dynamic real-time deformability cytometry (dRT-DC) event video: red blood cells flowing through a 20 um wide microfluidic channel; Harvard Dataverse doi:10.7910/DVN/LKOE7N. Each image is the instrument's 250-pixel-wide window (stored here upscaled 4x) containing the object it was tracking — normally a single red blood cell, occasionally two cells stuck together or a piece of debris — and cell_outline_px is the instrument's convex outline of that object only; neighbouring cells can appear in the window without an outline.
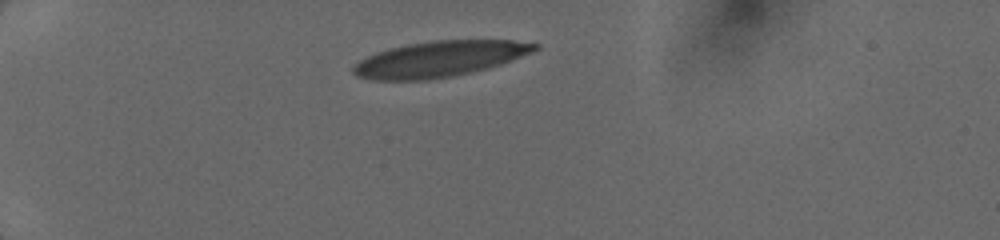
{"species": "human", "species_latin": "Homo sapiens", "temperature_condition": "cold", "stored_images_in_passage": 13, "camera_frame_rate_fps": 3000, "um_per_image_px": 0.085, "donor": {"sex": "female"}, "frame": {"image": 1, "passage_image": 1, "time_ms": 0.0, "image_size_px": [1000, 240], "cell_outline_px": [[540, 48], [532, 52], [500, 64], [468, 72], [428, 80], [372, 80], [356, 76], [352, 72], [352, 68], [360, 60], [376, 52], [388, 48], [408, 44], [432, 40], [512, 40], [540, 44]], "centroid_in_image_um": [37.32, 5.0], "position_along_channel_um": 47.7, "area_um2": 37.45}}
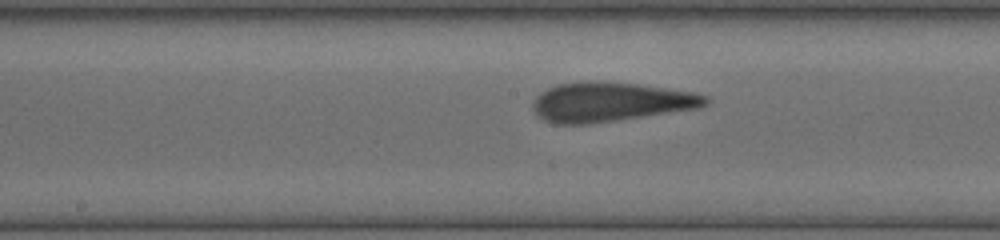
{"frame": {"image": 2, "passage_image": 8, "time_ms": 4.667, "image_size_px": [1000, 240], "cell_outline_px": [[708, 104], [700, 108], [588, 124], [556, 124], [544, 120], [532, 108], [532, 104], [536, 96], [540, 92], [556, 84], [588, 80], [592, 80], [640, 84], [692, 92], [708, 96]], "centroid_in_image_um": [51.87, 8.65], "position_along_channel_um": 196.3, "area_um2": 39.71}}
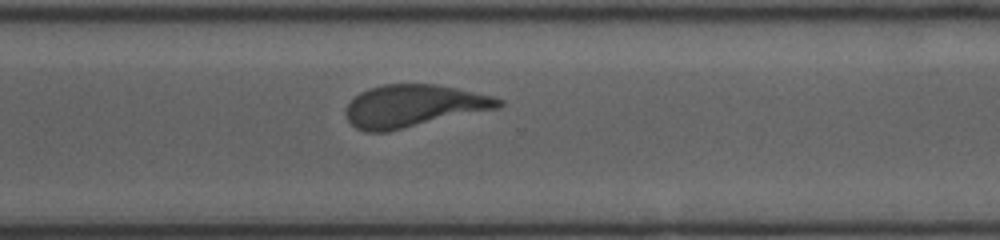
{"frame": {"image": 3, "passage_image": 13, "time_ms": 8.0, "image_size_px": [1000, 240], "cell_outline_px": [[504, 104], [500, 108], [384, 132], [364, 132], [356, 128], [348, 120], [348, 104], [360, 92], [368, 88], [384, 84], [436, 84], [496, 96], [504, 100]], "centroid_in_image_um": [35.22, 8.99], "position_along_channel_um": 335.4, "area_um2": 37.51}}